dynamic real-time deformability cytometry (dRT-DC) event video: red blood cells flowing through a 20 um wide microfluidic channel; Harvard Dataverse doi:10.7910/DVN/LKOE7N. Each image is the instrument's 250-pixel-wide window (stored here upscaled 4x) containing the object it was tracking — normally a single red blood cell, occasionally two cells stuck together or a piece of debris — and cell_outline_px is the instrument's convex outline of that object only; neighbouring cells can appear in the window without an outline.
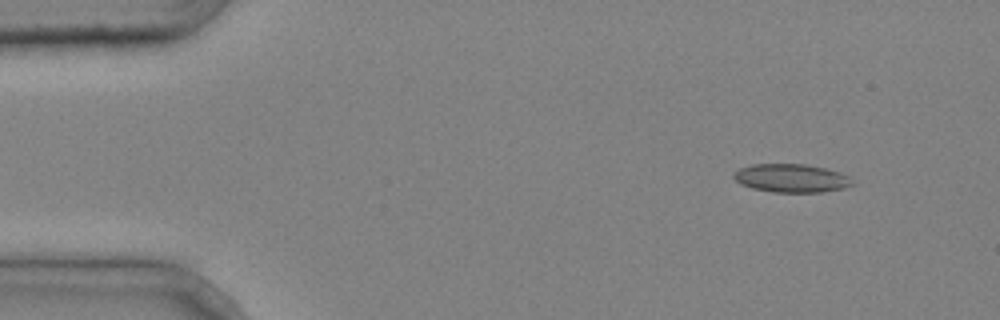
{"species": "common noctule bat (a hibernating species)", "species_latin": "Nyctalus noctula", "temperature_condition": "cold", "stored_images_in_passage": 6, "camera_frame_rate_fps": 3000, "um_per_image_px": 0.085, "animal": {"sex": "male", "body_mass_g": 20.4}, "frame": {"image": 1, "passage_image": 2, "time_ms": 0.333, "image_size_px": [1000, 320], "cell_outline_px": [[856, 184], [844, 188], [820, 192], [772, 192], [752, 188], [740, 184], [732, 176], [740, 168], [752, 164], [804, 164], [824, 168], [840, 172], [848, 176]], "centroid_in_image_um": [67.28, 15.15], "position_along_channel_um": 17.7, "area_um2": 19.59}}
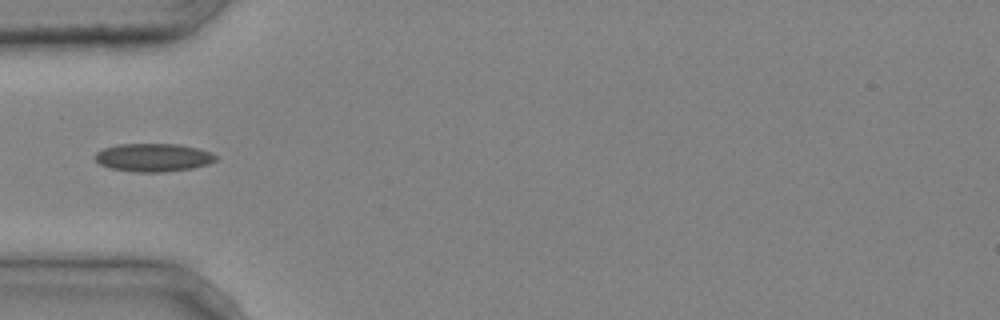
{"frame": {"image": 2, "passage_image": 5, "time_ms": 1.333, "image_size_px": [1000, 320], "cell_outline_px": [[216, 160], [208, 164], [192, 168], [164, 172], [136, 172], [112, 168], [100, 164], [96, 160], [96, 152], [104, 148], [120, 144], [176, 144], [200, 148], [212, 152], [216, 156]], "centroid_in_image_um": [13.07, 13.38], "position_along_channel_um": 71.9, "area_um2": 19.71}}